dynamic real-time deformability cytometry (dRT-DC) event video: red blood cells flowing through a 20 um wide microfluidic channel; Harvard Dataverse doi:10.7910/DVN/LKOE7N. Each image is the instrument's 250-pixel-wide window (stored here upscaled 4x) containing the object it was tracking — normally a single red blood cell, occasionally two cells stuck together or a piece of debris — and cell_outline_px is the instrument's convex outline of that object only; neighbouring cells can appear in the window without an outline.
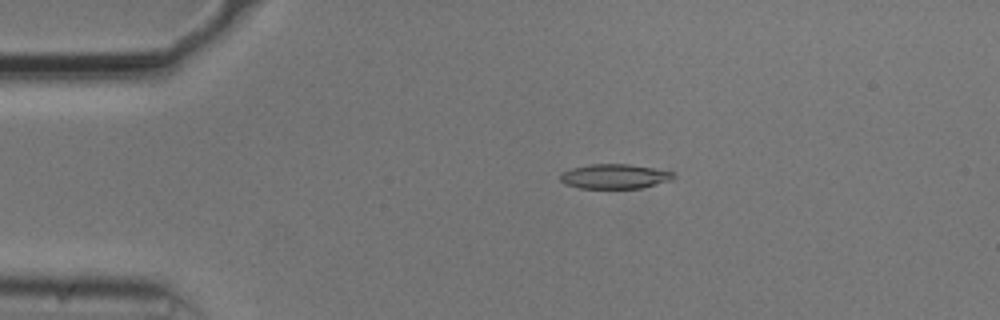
{"species": "common noctule bat (a hibernating species)", "species_latin": "Nyctalus noctula", "temperature_condition": "cold", "stored_images_in_passage": 54, "camera_frame_rate_fps": 3000, "um_per_image_px": 0.085, "animal": {"sex": "male", "body_mass_g": 20.5, "forearm_length_mm": 52.5}, "frame": {"image": 1, "passage_image": 11, "time_ms": 3.333, "image_size_px": [1000, 320], "cell_outline_px": [[676, 176], [672, 180], [640, 188], [580, 188], [564, 184], [560, 180], [560, 172], [572, 168], [592, 164], [628, 164], [676, 172]], "centroid_in_image_um": [52.24, 14.99], "position_along_channel_um": 32.8, "area_um2": 16.3}}
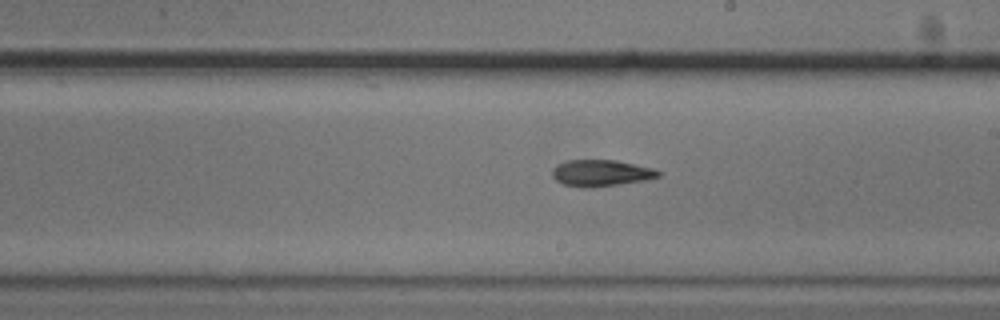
{"frame": {"image": 2, "passage_image": 31, "time_ms": 10.0, "image_size_px": [1000, 320], "cell_outline_px": [[660, 176], [648, 180], [592, 188], [584, 188], [564, 184], [556, 180], [552, 176], [552, 168], [556, 164], [568, 160], [616, 160], [652, 168], [660, 172]], "centroid_in_image_um": [51.07, 14.71], "position_along_channel_um": 237.9, "area_um2": 16.47}}
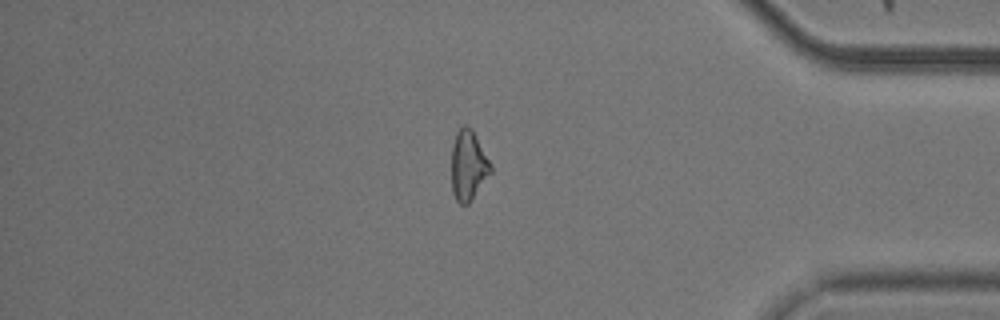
{"frame": {"image": 3, "passage_image": 46, "time_ms": 15.0, "image_size_px": [1000, 320], "cell_outline_px": [[492, 172], [468, 204], [460, 204], [456, 200], [452, 192], [452, 144], [456, 132], [464, 124], [472, 128], [492, 164]], "centroid_in_image_um": [39.81, 14.04], "position_along_channel_um": 395.4, "area_um2": 16.13}, "authors_computed_cell_mechanics": {"area_um2": 16.5308, "velocity_mm_per_s": 3.7236, "shape_relaxation_time_tau1_ms": 9.0792, "shape_relaxation_time_tau2_ms": null, "deformation_change_tau1": 0.1899, "deformation_change_tau2": null}}